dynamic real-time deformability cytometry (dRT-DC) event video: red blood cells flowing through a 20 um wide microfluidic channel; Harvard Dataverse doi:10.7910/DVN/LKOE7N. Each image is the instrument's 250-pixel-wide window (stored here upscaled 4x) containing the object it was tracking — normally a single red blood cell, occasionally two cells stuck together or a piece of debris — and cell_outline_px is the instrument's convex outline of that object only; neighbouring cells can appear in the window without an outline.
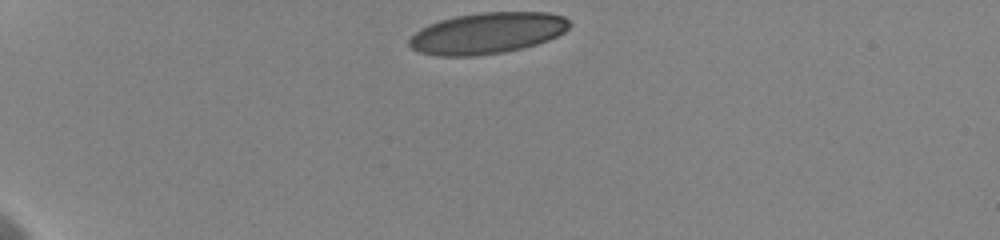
{"species": "human", "species_latin": "Homo sapiens", "temperature_condition": "cold", "stored_images_in_passage": 27, "camera_frame_rate_fps": 3000, "um_per_image_px": 0.085, "donor": {"sex": "female"}, "frame": {"image": 1, "passage_image": 1, "time_ms": 0.0, "image_size_px": [1000, 240], "cell_outline_px": [[572, 24], [564, 32], [548, 40], [536, 44], [504, 52], [476, 56], [440, 56], [420, 52], [412, 48], [408, 44], [408, 40], [420, 28], [428, 24], [440, 20], [456, 16], [480, 12], [548, 12], [564, 16]], "centroid_in_image_um": [41.42, 2.81], "position_along_channel_um": 43.6, "area_um2": 38.49}}